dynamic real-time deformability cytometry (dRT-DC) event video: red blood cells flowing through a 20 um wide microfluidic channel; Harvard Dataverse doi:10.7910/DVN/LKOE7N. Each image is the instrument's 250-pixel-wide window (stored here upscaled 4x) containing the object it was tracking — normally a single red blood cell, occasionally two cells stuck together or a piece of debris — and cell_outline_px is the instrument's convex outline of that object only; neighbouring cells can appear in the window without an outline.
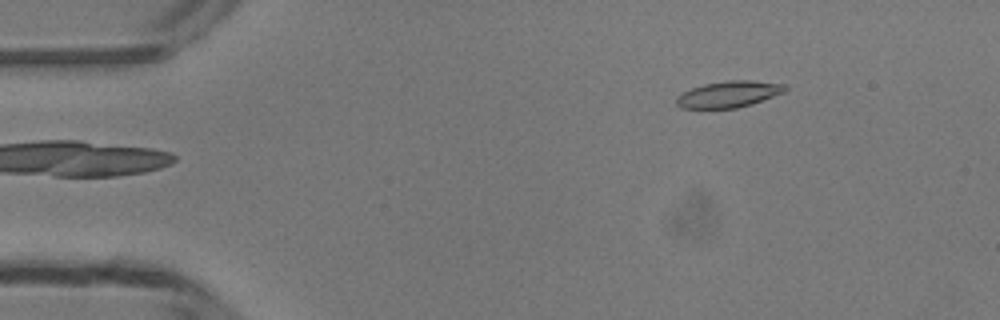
{"species": "common noctule bat (a hibernating species)", "species_latin": "Nyctalus noctula", "temperature_condition": "room temperature", "stored_images_in_passage": 43, "camera_frame_rate_fps": 3000, "um_per_image_px": 0.085, "animal": {"sex": "male", "body_mass_g": 13.3}, "frame": {"image": 1, "passage_image": 1, "time_ms": 0.0, "image_size_px": [1000, 320], "cell_outline_px": [[788, 88], [784, 92], [752, 104], [736, 108], [680, 108], [676, 104], [676, 96], [692, 88], [704, 84], [728, 80], [752, 80], [788, 84]], "centroid_in_image_um": [61.97, 8.0], "position_along_channel_um": 23.0, "area_um2": 16.76}}
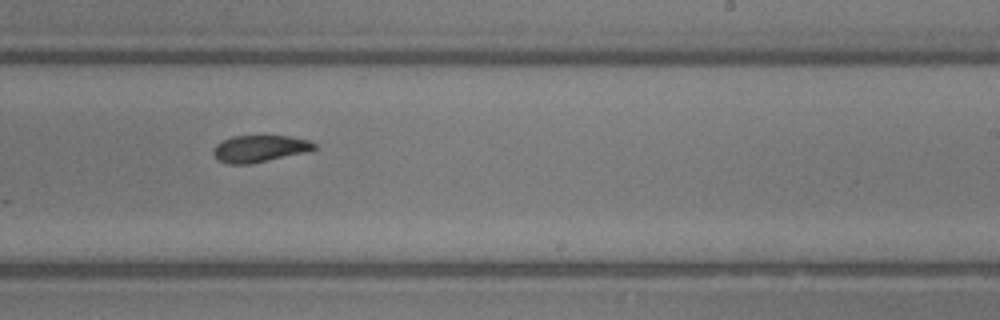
{"frame": {"image": 2, "passage_image": 24, "time_ms": 7.667, "image_size_px": [1000, 320], "cell_outline_px": [[316, 148], [308, 152], [248, 164], [228, 164], [216, 160], [212, 152], [216, 144], [220, 140], [232, 136], [288, 136], [308, 140], [316, 144]], "centroid_in_image_um": [22.03, 12.63], "position_along_channel_um": 267.0, "area_um2": 15.9}}
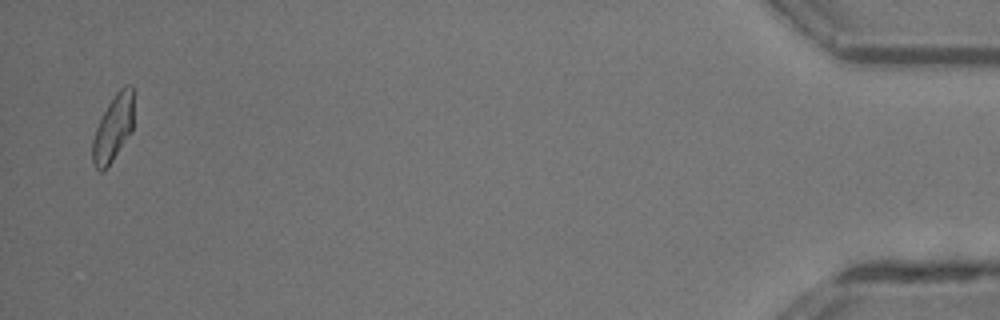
{"frame": {"image": 3, "passage_image": 42, "time_ms": 13.667, "image_size_px": [1000, 320], "cell_outline_px": [[132, 132], [104, 172], [100, 172], [92, 164], [92, 140], [96, 128], [108, 104], [116, 92], [124, 84], [132, 84]], "centroid_in_image_um": [9.6, 10.92], "position_along_channel_um": 425.6, "area_um2": 15.9}, "authors_computed_cell_mechanics": {"area_um2": 16.473, "velocity_mm_per_s": 4.1868, "shape_relaxation_time_tau1_ms": 4.3572, "shape_relaxation_time_tau2_ms": 3.8393, "deformation_change_tau1": 0.1325, "deformation_change_tau2": 0.0919}}